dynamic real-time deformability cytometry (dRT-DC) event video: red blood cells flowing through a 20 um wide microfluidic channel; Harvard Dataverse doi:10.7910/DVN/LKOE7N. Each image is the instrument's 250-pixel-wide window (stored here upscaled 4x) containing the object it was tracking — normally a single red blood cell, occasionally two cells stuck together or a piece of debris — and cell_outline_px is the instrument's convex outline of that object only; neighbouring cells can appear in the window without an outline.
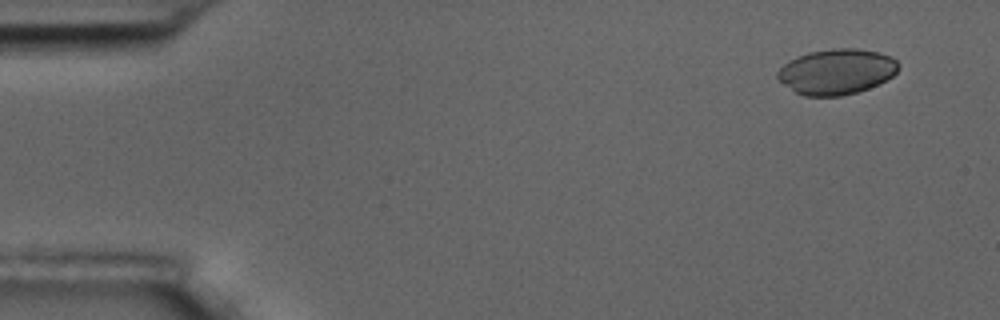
{"species": "common noctule bat (a hibernating species)", "species_latin": "Nyctalus noctula", "temperature_condition": "room temperature", "stored_images_in_passage": 9, "camera_frame_rate_fps": 3000, "um_per_image_px": 0.085, "animal": {"sex": "male", "body_mass_g": 17.5, "forearm_length_mm": 52.3}, "frame": {"image": 1, "passage_image": 1, "time_ms": 0.0, "image_size_px": [1000, 320], "cell_outline_px": [[900, 68], [892, 76], [880, 84], [856, 92], [840, 96], [804, 96], [796, 92], [780, 80], [776, 76], [776, 72], [788, 60], [796, 56], [808, 52], [832, 48], [856, 48], [880, 52], [892, 56], [900, 64]], "centroid_in_image_um": [71.14, 6.07], "position_along_channel_um": 13.9, "area_um2": 32.25}}
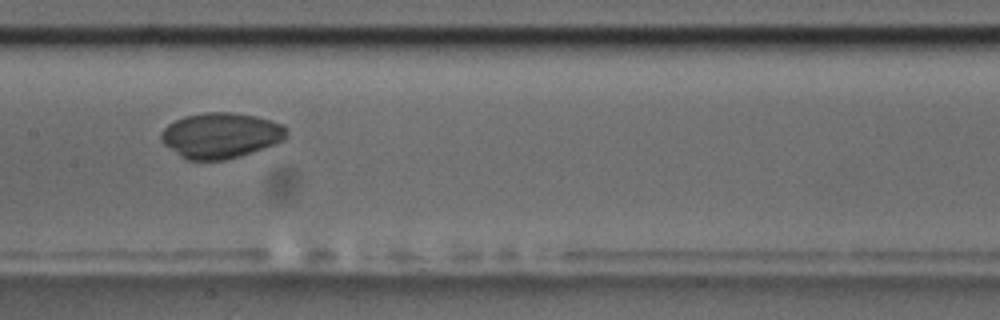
{"frame": {"image": 2, "passage_image": 8, "time_ms": 8.0, "image_size_px": [1000, 320], "cell_outline_px": [[288, 136], [284, 140], [276, 144], [240, 156], [224, 160], [188, 160], [180, 156], [164, 144], [160, 140], [160, 132], [168, 124], [184, 116], [204, 112], [232, 112], [256, 116], [284, 124], [288, 128]], "centroid_in_image_um": [18.79, 11.5], "position_along_channel_um": 188.6, "area_um2": 33.58}}
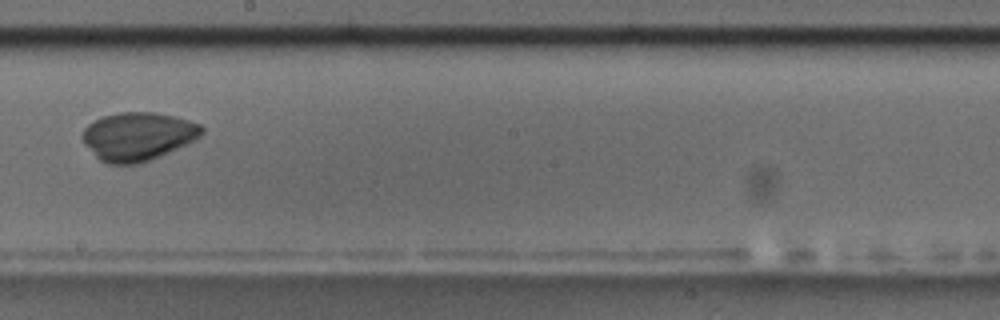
{"frame": {"image": 3, "passage_image": 9, "time_ms": 9.333, "image_size_px": [1000, 320], "cell_outline_px": [[204, 132], [196, 140], [160, 156], [136, 164], [108, 164], [100, 160], [84, 144], [80, 136], [84, 128], [88, 124], [100, 116], [120, 112], [156, 112], [176, 116], [200, 124], [204, 128]], "centroid_in_image_um": [11.71, 11.57], "position_along_channel_um": 236.5, "area_um2": 33.87}}